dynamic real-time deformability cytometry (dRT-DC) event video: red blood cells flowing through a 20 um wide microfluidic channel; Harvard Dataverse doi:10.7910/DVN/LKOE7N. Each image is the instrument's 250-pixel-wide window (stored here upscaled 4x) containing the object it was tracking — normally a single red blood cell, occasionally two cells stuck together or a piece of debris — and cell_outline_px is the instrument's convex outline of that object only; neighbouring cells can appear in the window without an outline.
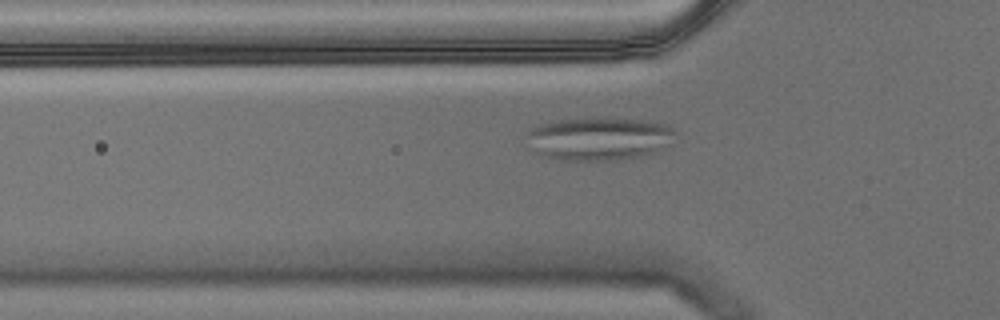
{"species": "Egyptian fruit bat (a non-hibernating species)", "species_latin": "Rousettus aegyptiacus", "temperature_condition": "warm", "stored_images_in_passage": 41, "camera_frame_rate_fps": 3000, "um_per_image_px": 0.085, "animal": {"sex": "male"}, "frame": {"image": 1, "passage_image": 2, "time_ms": 0.333, "image_size_px": [1000, 320], "cell_outline_px": [[676, 132], [672, 144], [656, 152], [640, 156], [616, 160], [560, 160], [540, 156], [524, 144], [532, 128], [540, 124], [556, 120], [596, 116], [604, 116], [644, 120], [664, 124], [672, 128]], "centroid_in_image_um": [50.9, 11.77], "position_along_channel_um": 74.9, "area_um2": 38.38}}
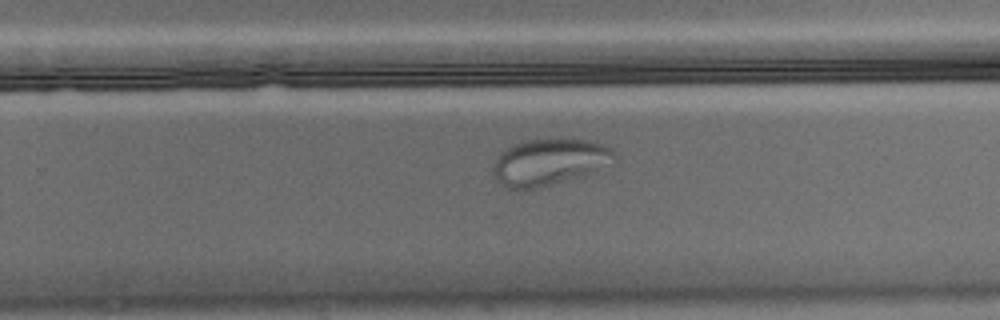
{"frame": {"image": 2, "passage_image": 20, "time_ms": 6.333, "image_size_px": [1000, 320], "cell_outline_px": [[616, 160], [584, 176], [536, 188], [508, 188], [496, 180], [492, 168], [500, 152], [512, 144], [520, 140], [584, 140], [600, 144], [612, 148], [616, 152]], "centroid_in_image_um": [46.68, 13.77], "position_along_channel_um": 283.1, "area_um2": 32.54}}
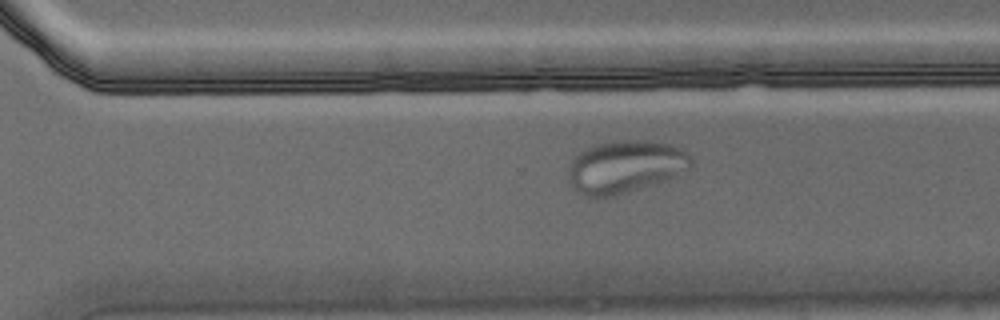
{"frame": {"image": 3, "passage_image": 23, "time_ms": 7.333, "image_size_px": [1000, 320], "cell_outline_px": [[692, 164], [688, 168], [668, 180], [624, 192], [608, 196], [588, 196], [572, 188], [568, 180], [568, 164], [580, 152], [596, 144], [616, 140], [636, 140], [668, 144], [684, 152], [692, 160]], "centroid_in_image_um": [53.09, 14.17], "position_along_channel_um": 317.5, "area_um2": 36.82}}